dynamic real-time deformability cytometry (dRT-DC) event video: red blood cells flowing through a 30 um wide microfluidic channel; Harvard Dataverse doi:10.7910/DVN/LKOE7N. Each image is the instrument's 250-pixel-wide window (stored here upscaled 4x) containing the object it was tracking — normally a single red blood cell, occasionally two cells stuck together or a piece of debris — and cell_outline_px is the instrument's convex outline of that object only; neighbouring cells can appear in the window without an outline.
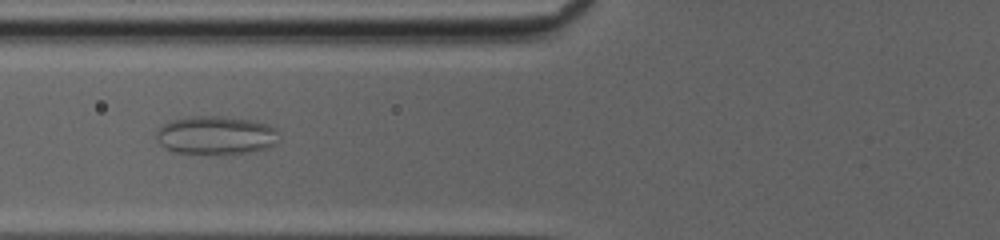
{"species": "common noctule bat (a hibernating species)", "species_latin": "Nyctalus noctula", "temperature_condition": "cold", "stored_images_in_passage": 38, "camera_frame_rate_fps": 3000, "um_per_image_px": 0.085, "animal": {"sex": "female", "body_mass_g": 20.0, "forearm_length_mm": 54.0}, "frame": {"image": 1, "passage_image": 8, "time_ms": 2.333, "image_size_px": [1000, 240], "cell_outline_px": [[276, 144], [272, 148], [248, 152], [212, 156], [176, 152], [164, 148], [160, 144], [156, 136], [156, 128], [172, 120], [188, 116], [224, 116], [252, 120], [268, 124], [276, 128]], "centroid_in_image_um": [18.33, 11.52], "position_along_channel_um": 107.5, "area_um2": 28.21}}
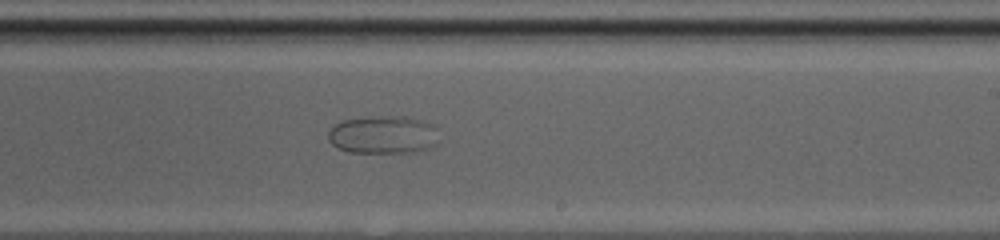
{"frame": {"image": 2, "passage_image": 19, "time_ms": 6.0, "image_size_px": [1000, 240], "cell_outline_px": [[436, 144], [428, 148], [412, 152], [348, 152], [336, 148], [328, 140], [328, 132], [340, 120], [376, 116], [404, 116], [424, 120], [432, 124], [436, 128]], "centroid_in_image_um": [32.54, 11.44], "position_along_channel_um": 256.5, "area_um2": 24.57}}
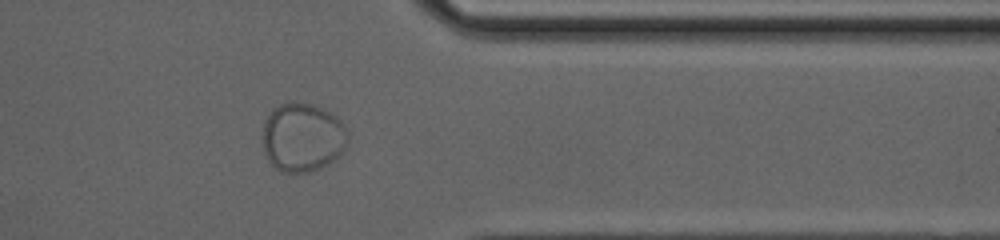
{"frame": {"image": 3, "passage_image": 29, "time_ms": 9.333, "image_size_px": [1000, 240], "cell_outline_px": [[348, 136], [344, 148], [328, 164], [320, 168], [308, 172], [280, 172], [268, 160], [264, 152], [260, 140], [260, 136], [264, 120], [268, 112], [272, 108], [280, 104], [292, 100], [296, 100], [312, 104], [336, 116], [348, 128]], "centroid_in_image_um": [25.65, 11.64], "position_along_channel_um": 385.8, "area_um2": 34.85}}